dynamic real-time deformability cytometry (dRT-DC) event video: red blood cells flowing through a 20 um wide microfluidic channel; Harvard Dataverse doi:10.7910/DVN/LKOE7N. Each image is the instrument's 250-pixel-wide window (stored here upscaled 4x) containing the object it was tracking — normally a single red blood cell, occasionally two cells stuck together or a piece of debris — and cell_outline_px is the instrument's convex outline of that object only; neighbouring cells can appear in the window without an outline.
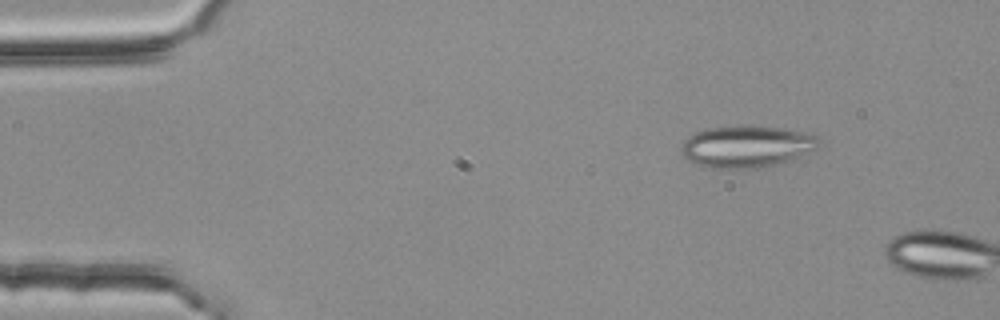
{"species": "common noctule bat (a hibernating species)", "species_latin": "Nyctalus noctula", "temperature_condition": "room temperature", "stored_images_in_passage": 3, "camera_frame_rate_fps": 3000, "um_per_image_px": 0.085, "animal": {"sex": "female", "body_mass_g": 25.1}, "frame": {"image": 1, "passage_image": 2, "time_ms": 0.333, "image_size_px": [1000, 320], "cell_outline_px": [[820, 140], [816, 148], [788, 160], [776, 164], [760, 168], [704, 168], [688, 160], [680, 152], [680, 148], [684, 140], [688, 136], [696, 132], [708, 128], [748, 124], [784, 128], [804, 132], [820, 136]], "centroid_in_image_um": [63.42, 12.43], "position_along_channel_um": 21.6, "area_um2": 33.87}}